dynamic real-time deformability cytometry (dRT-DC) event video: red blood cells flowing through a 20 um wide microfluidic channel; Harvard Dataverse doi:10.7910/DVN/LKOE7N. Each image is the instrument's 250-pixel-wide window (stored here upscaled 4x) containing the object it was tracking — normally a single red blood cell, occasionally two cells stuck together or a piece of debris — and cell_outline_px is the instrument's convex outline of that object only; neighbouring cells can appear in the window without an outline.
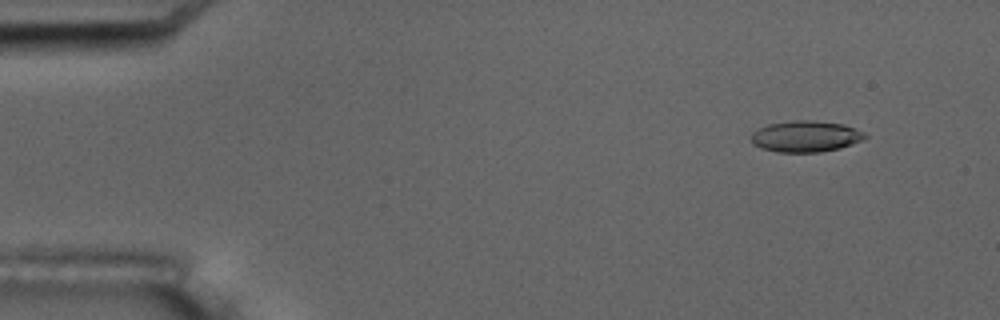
{"species": "common noctule bat (a hibernating species)", "species_latin": "Nyctalus noctula", "temperature_condition": "room temperature", "stored_images_in_passage": 4, "camera_frame_rate_fps": 3000, "um_per_image_px": 0.085, "animal": {"sex": "male", "body_mass_g": 17.5, "forearm_length_mm": 52.3}, "frame": {"image": 1, "passage_image": 2, "time_ms": 1.0, "image_size_px": [1000, 320], "cell_outline_px": [[868, 136], [860, 140], [840, 148], [820, 152], [776, 152], [760, 148], [752, 144], [752, 132], [768, 124], [792, 120], [816, 120], [844, 124], [864, 132]], "centroid_in_image_um": [68.46, 11.58], "position_along_channel_um": 16.5, "area_um2": 20.75}}